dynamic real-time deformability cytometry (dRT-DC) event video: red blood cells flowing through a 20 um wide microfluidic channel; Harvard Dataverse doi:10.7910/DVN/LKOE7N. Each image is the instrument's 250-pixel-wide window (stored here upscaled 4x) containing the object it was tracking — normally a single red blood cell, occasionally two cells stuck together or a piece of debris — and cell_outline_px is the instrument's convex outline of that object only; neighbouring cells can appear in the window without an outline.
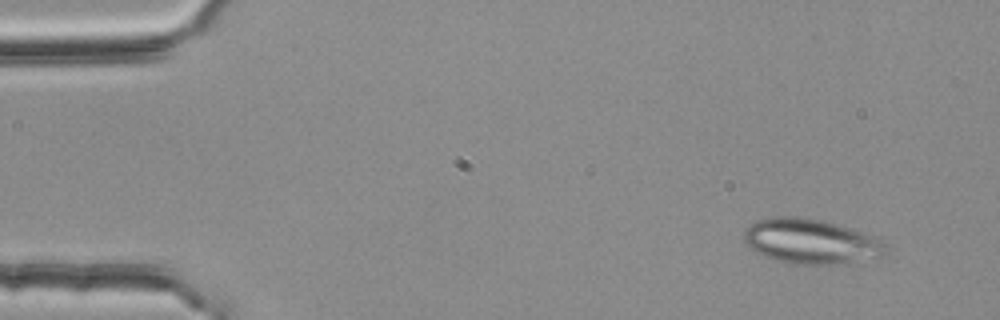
{"species": "common noctule bat (a hibernating species)", "species_latin": "Nyctalus noctula", "temperature_condition": "room temperature", "stored_images_in_passage": 49, "segment_of_instrument_passage": [1, 2], "camera_frame_rate_fps": 3000, "um_per_image_px": 0.085, "animal": {"sex": "female", "body_mass_g": 25.1}, "frame": {"image": 1, "passage_image": 1, "time_ms": 0.0, "image_size_px": [1000, 320], "cell_outline_px": [[884, 256], [832, 264], [792, 264], [776, 260], [764, 256], [752, 248], [744, 240], [744, 232], [756, 220], [772, 216], [796, 216], [820, 220], [876, 236], [884, 244]], "centroid_in_image_um": [68.89, 20.51], "position_along_channel_um": 16.1, "area_um2": 36.41}}